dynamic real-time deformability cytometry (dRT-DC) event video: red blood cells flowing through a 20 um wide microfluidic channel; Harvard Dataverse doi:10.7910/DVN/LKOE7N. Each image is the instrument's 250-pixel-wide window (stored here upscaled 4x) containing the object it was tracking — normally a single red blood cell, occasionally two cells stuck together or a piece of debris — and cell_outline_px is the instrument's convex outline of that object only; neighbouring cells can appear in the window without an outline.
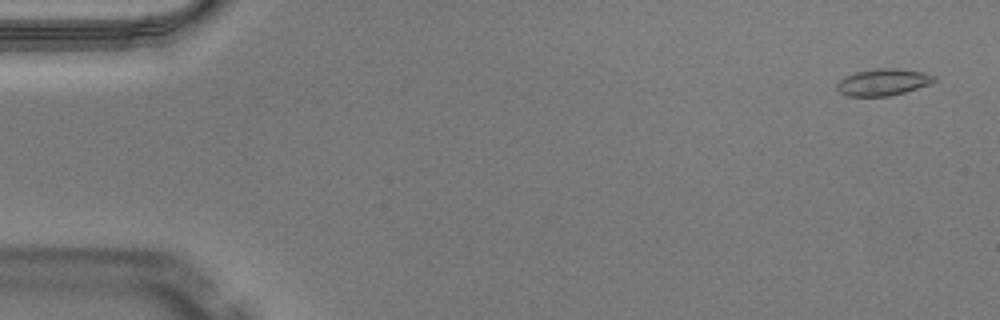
{"species": "Egyptian fruit bat (a non-hibernating species)", "species_latin": "Rousettus aegyptiacus", "temperature_condition": "warm", "stored_images_in_passage": 49, "camera_frame_rate_fps": 3000, "um_per_image_px": 0.085, "animal": {"sex": "male"}, "frame": {"image": 1, "passage_image": 2, "time_ms": 0.333, "image_size_px": [1000, 320], "cell_outline_px": [[936, 80], [928, 84], [904, 92], [888, 96], [848, 96], [840, 92], [836, 88], [836, 84], [844, 76], [856, 72], [876, 68], [896, 68], [924, 72], [936, 76]], "centroid_in_image_um": [75.04, 6.97], "position_along_channel_um": 10.0, "area_um2": 15.09}}
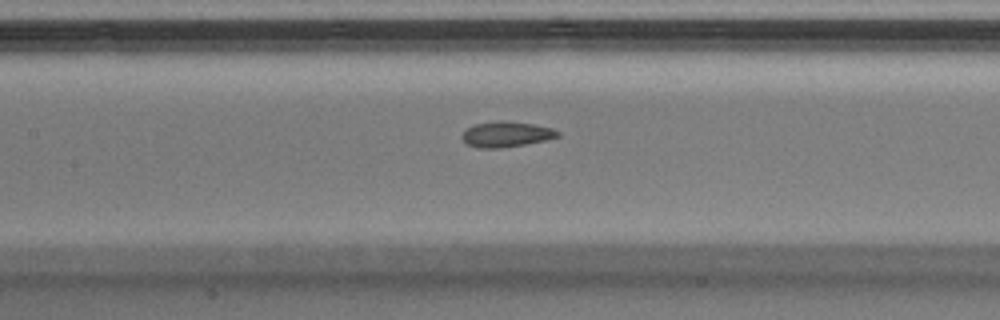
{"frame": {"image": 2, "passage_image": 23, "time_ms": 7.333, "image_size_px": [1000, 320], "cell_outline_px": [[560, 136], [548, 140], [500, 148], [476, 148], [464, 144], [460, 136], [468, 128], [476, 124], [532, 124], [552, 128], [560, 132]], "centroid_in_image_um": [43.03, 11.49], "position_along_channel_um": 164.4, "area_um2": 13.47}}
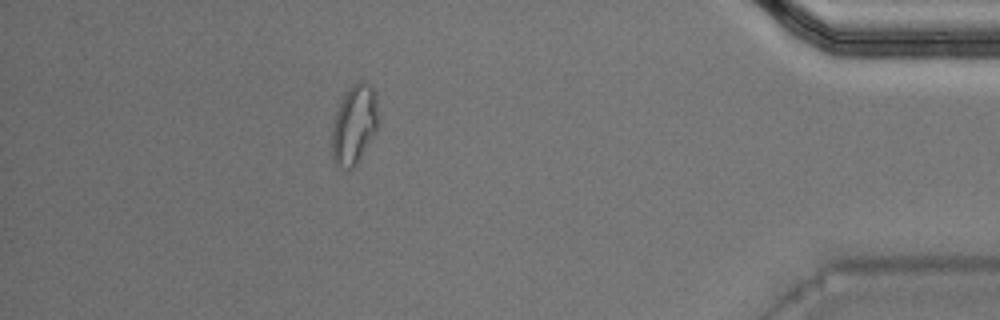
{"frame": {"image": 3, "passage_image": 44, "time_ms": 14.333, "image_size_px": [1000, 320], "cell_outline_px": [[380, 124], [376, 132], [356, 164], [352, 168], [348, 168], [336, 164], [332, 156], [332, 124], [336, 112], [348, 88], [352, 84], [360, 80], [364, 80], [372, 88], [376, 96], [380, 120]], "centroid_in_image_um": [30.14, 10.55], "position_along_channel_um": 405.1, "area_um2": 21.5}, "authors_computed_cell_mechanics": {"area_um2": 14.8546, "velocity_mm_per_s": 4.0918, "shape_relaxation_time_tau1_ms": null, "shape_relaxation_time_tau2_ms": 1.6226, "deformation_change_tau1": null, "deformation_change_tau2": 0.058}}